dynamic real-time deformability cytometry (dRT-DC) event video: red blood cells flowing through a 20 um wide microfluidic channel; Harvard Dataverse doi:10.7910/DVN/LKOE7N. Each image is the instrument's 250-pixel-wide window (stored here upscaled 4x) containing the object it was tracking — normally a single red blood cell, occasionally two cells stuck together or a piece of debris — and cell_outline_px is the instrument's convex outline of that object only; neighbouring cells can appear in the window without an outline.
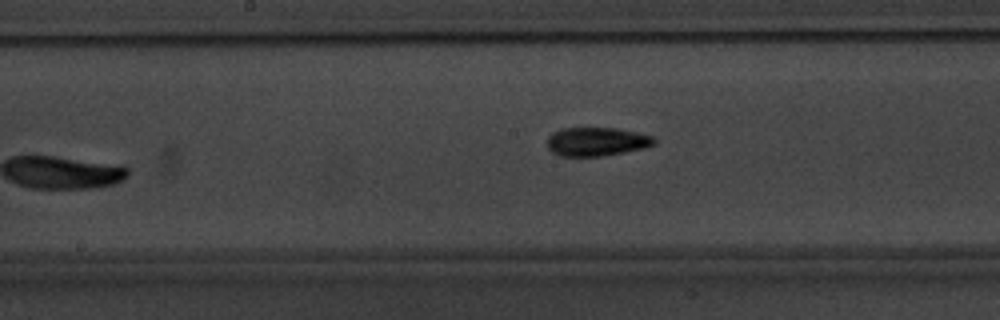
{"species": "common noctule bat (a hibernating species)", "species_latin": "Nyctalus noctula", "temperature_condition": "warm", "stored_images_in_passage": 10, "camera_frame_rate_fps": 3000, "um_per_image_px": 0.085, "animal": {"sex": "male", "body_mass_g": 20.1, "forearm_length_mm": 53.5}, "frame": {"image": 1, "passage_image": 9, "time_ms": 10.333, "image_size_px": [1000, 320], "cell_outline_px": [[656, 144], [644, 148], [624, 152], [600, 156], [560, 156], [552, 152], [548, 148], [548, 136], [552, 132], [560, 128], [616, 128], [636, 132], [652, 136], [656, 140]], "centroid_in_image_um": [50.7, 12.03], "position_along_channel_um": 197.5, "area_um2": 17.92}}
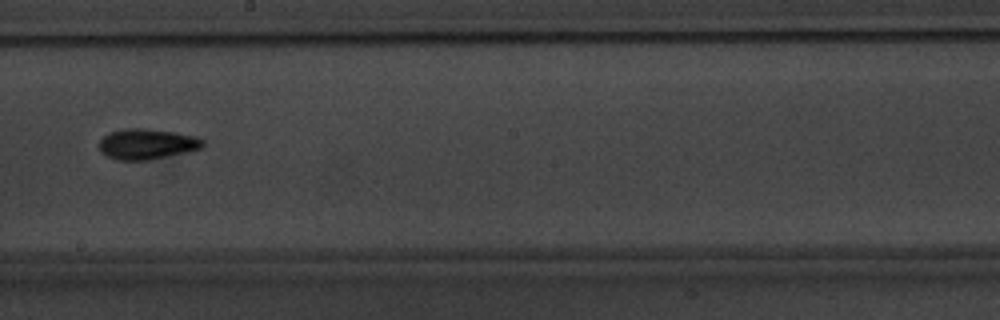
{"frame": {"image": 2, "passage_image": 10, "time_ms": 11.333, "image_size_px": [1000, 320], "cell_outline_px": [[204, 148], [188, 152], [148, 160], [116, 160], [100, 152], [100, 140], [108, 132], [128, 128], [144, 128], [176, 132], [196, 136], [204, 140]], "centroid_in_image_um": [12.52, 12.24], "position_along_channel_um": 235.7, "area_um2": 18.61}}